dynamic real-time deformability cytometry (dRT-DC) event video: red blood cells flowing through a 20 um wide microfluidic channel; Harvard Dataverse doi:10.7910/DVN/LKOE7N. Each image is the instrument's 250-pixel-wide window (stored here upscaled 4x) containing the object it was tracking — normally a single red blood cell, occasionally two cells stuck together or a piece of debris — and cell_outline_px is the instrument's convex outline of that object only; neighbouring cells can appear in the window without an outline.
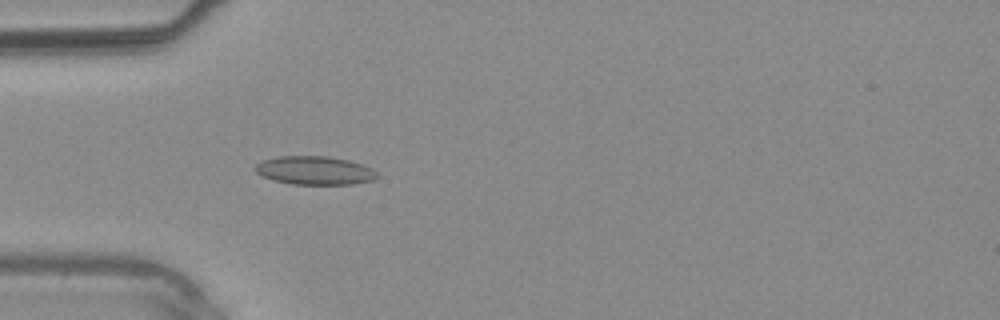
{"species": "common noctule bat (a hibernating species)", "species_latin": "Nyctalus noctula", "temperature_condition": "warm", "stored_images_in_passage": 3, "camera_frame_rate_fps": 3000, "um_per_image_px": 0.085, "animal": {"sex": "male", "body_mass_g": 20.4}, "frame": {"image": 1, "passage_image": 3, "time_ms": 3.333, "image_size_px": [1000, 320], "cell_outline_px": [[380, 176], [372, 180], [352, 184], [292, 184], [272, 180], [256, 172], [256, 164], [264, 160], [280, 156], [328, 156], [348, 160], [372, 168]], "centroid_in_image_um": [26.77, 14.49], "position_along_channel_um": 58.2, "area_um2": 20.06}}